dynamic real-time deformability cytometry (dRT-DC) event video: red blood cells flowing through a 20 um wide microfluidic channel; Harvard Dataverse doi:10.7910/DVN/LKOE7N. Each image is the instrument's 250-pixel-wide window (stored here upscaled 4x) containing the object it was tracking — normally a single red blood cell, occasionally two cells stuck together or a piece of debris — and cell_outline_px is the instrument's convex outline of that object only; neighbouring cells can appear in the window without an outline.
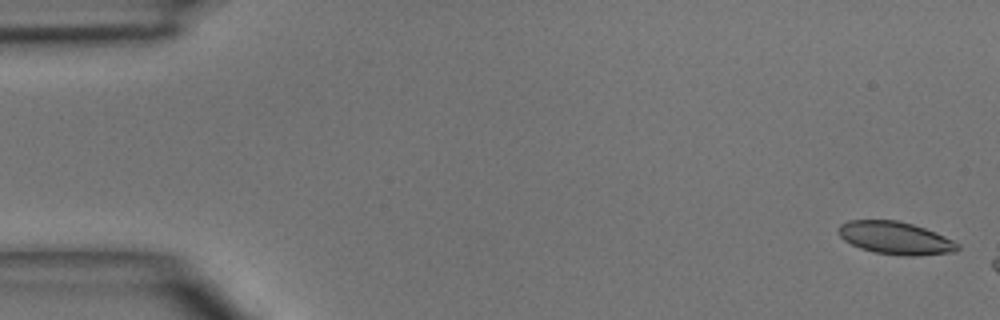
{"species": "common noctule bat (a hibernating species)", "species_latin": "Nyctalus noctula", "temperature_condition": "room temperature", "stored_images_in_passage": 3, "camera_frame_rate_fps": 3000, "um_per_image_px": 0.085, "animal": {"sex": "male", "body_mass_g": 15.6}, "frame": {"image": 1, "passage_image": 1, "time_ms": 0.0, "image_size_px": [1000, 320], "cell_outline_px": [[960, 248], [956, 252], [916, 256], [900, 256], [876, 252], [860, 248], [844, 240], [840, 236], [836, 228], [840, 224], [848, 220], [896, 220], [912, 224], [936, 232], [960, 244]], "centroid_in_image_um": [76.11, 20.23], "position_along_channel_um": 8.9, "area_um2": 22.83}}